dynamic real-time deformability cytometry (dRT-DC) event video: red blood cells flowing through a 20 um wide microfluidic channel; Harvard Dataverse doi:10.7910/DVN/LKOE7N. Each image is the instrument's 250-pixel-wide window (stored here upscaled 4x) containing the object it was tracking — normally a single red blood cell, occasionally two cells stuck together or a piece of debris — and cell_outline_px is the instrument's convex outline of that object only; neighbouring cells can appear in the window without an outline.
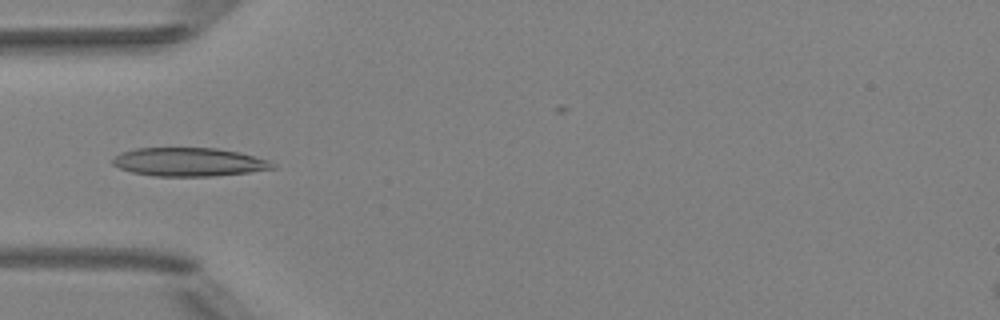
{"species": "Egyptian fruit bat (a non-hibernating species)", "species_latin": "Rousettus aegyptiacus", "temperature_condition": "room temperature", "stored_images_in_passage": 6, "camera_frame_rate_fps": 3000, "um_per_image_px": 0.085, "animal": {"sex": "female"}, "frame": {"image": 1, "passage_image": 6, "time_ms": 5.667, "image_size_px": [1000, 320], "cell_outline_px": [[276, 168], [248, 172], [212, 176], [152, 176], [132, 172], [120, 168], [112, 164], [112, 160], [120, 152], [136, 148], [216, 148], [236, 152], [268, 160], [276, 164]], "centroid_in_image_um": [16.03, 13.77], "position_along_channel_um": 69.0, "area_um2": 26.41}}